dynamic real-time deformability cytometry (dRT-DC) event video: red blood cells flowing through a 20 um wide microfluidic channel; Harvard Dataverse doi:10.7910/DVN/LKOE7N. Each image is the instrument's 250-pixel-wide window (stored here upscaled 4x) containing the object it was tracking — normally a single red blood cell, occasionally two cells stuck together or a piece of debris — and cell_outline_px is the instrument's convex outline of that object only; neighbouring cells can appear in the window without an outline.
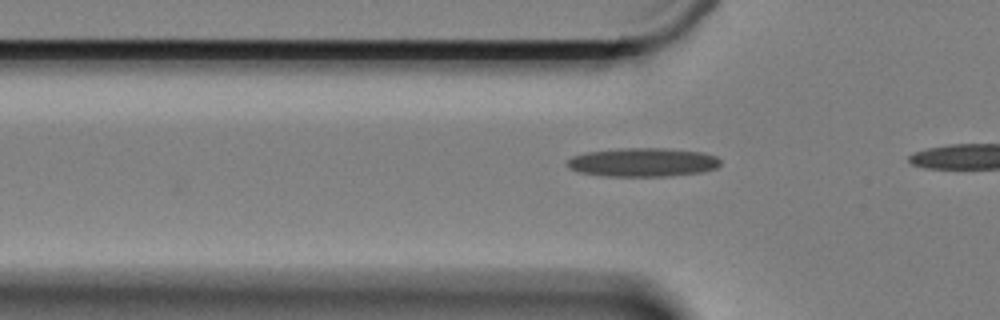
{"species": "Egyptian fruit bat (a non-hibernating species)", "species_latin": "Rousettus aegyptiacus", "temperature_condition": "cold", "stored_images_in_passage": 12, "camera_frame_rate_fps": 3000, "um_per_image_px": 0.085, "animal": {"sex": "female"}, "frame": {"image": 1, "passage_image": 9, "time_ms": 2.667, "image_size_px": [1000, 320], "cell_outline_px": [[720, 164], [716, 168], [700, 172], [668, 176], [604, 176], [580, 172], [568, 168], [564, 164], [572, 156], [588, 152], [620, 148], [668, 148], [704, 152], [716, 156], [720, 160]], "centroid_in_image_um": [54.63, 13.79], "position_along_channel_um": 71.2, "area_um2": 25.78}}